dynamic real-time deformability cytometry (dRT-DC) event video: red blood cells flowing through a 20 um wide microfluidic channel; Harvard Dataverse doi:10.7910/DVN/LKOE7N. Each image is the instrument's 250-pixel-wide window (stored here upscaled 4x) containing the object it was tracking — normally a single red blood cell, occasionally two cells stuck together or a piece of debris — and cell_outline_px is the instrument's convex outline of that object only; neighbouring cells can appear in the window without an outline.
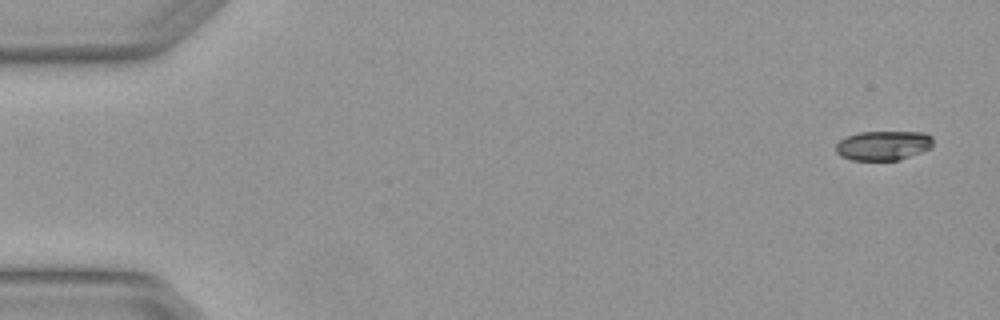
{"species": "Egyptian fruit bat (a non-hibernating species)", "species_latin": "Rousettus aegyptiacus", "temperature_condition": "warm", "stored_images_in_passage": 5, "camera_frame_rate_fps": 3000, "um_per_image_px": 0.085, "animal": {"sex": "female"}, "frame": {"image": 1, "passage_image": 1, "time_ms": 0.0, "image_size_px": [1000, 320], "cell_outline_px": [[932, 148], [896, 160], [852, 160], [840, 156], [836, 152], [836, 144], [840, 140], [848, 136], [860, 132], [924, 132], [932, 136]], "centroid_in_image_um": [75.07, 12.36], "position_along_channel_um": 9.9, "area_um2": 16.59}}
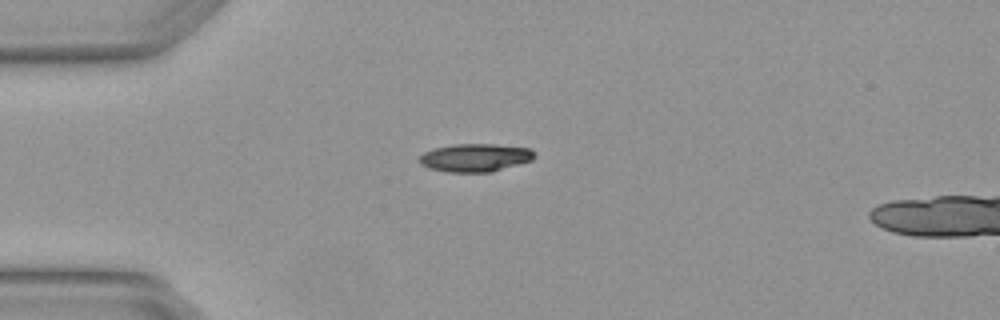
{"frame": {"image": 2, "passage_image": 4, "time_ms": 1.0, "image_size_px": [1000, 320], "cell_outline_px": [[536, 156], [532, 160], [492, 172], [448, 172], [428, 168], [420, 164], [420, 156], [424, 152], [432, 148], [452, 144], [492, 144], [532, 148], [536, 152]], "centroid_in_image_um": [40.41, 13.39], "position_along_channel_um": 44.6, "area_um2": 19.02}}